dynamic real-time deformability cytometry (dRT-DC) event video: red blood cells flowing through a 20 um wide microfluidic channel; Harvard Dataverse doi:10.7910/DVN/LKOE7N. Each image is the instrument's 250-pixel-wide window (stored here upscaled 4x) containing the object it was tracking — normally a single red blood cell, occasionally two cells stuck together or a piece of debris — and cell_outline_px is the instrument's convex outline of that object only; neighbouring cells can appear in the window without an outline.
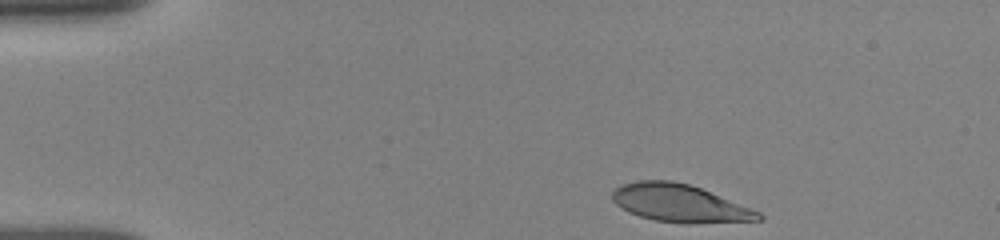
{"species": "human", "species_latin": "Homo sapiens", "temperature_condition": "room temperature", "stored_images_in_passage": 13, "camera_frame_rate_fps": 3000, "um_per_image_px": 0.085, "donor": {"sex": "female"}, "frame": {"image": 1, "passage_image": 1, "time_ms": 0.0, "image_size_px": [1000, 240], "cell_outline_px": [[764, 220], [692, 224], [688, 224], [656, 220], [640, 216], [628, 212], [616, 204], [612, 200], [612, 192], [616, 188], [624, 184], [636, 180], [672, 180], [688, 184], [700, 188], [760, 212], [764, 216]], "centroid_in_image_um": [57.78, 17.28], "position_along_channel_um": 27.2, "area_um2": 32.02}}
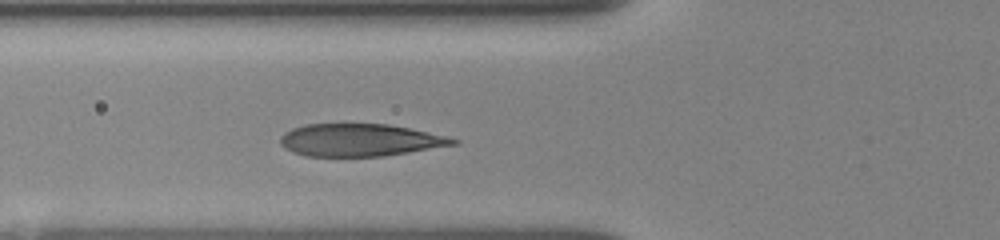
{"frame": {"image": 2, "passage_image": 10, "time_ms": 3.667, "image_size_px": [1000, 240], "cell_outline_px": [[460, 144], [384, 156], [304, 156], [292, 152], [284, 148], [280, 144], [280, 136], [284, 132], [292, 128], [304, 124], [388, 124], [428, 132], [460, 140]], "centroid_in_image_um": [30.57, 11.91], "position_along_channel_um": 95.2, "area_um2": 32.77}}
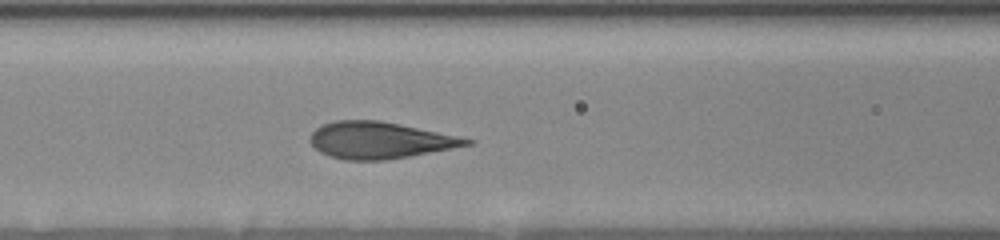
{"frame": {"image": 3, "passage_image": 13, "time_ms": 4.667, "image_size_px": [1000, 240], "cell_outline_px": [[476, 140], [472, 144], [408, 156], [384, 160], [344, 160], [328, 156], [320, 152], [308, 140], [312, 132], [316, 128], [324, 124], [336, 120], [380, 120], [400, 124]], "centroid_in_image_um": [32.23, 11.92], "position_along_channel_um": 134.4, "area_um2": 33.12}}